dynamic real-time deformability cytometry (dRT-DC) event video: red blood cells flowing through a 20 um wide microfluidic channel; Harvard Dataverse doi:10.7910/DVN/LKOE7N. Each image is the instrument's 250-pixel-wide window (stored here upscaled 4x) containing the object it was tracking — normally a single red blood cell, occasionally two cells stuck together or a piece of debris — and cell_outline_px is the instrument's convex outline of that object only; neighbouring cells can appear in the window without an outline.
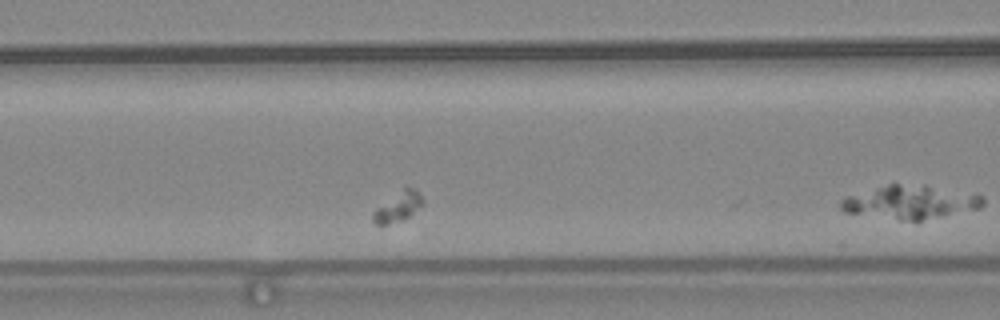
{"species": "common noctule bat (a hibernating species)", "species_latin": "Nyctalus noctula", "temperature_condition": "warm", "stored_images_in_passage": 4, "camera_frame_rate_fps": 3000, "um_per_image_px": 0.085, "animal": {"sex": "female", "body_mass_g": 24.6, "forearm_length_mm": 56.2}, "frame": {"image": 1, "passage_image": 4, "time_ms": 1.0, "image_size_px": [1000, 320], "cell_outline_px": [[984, 204], [980, 208], [920, 220], [900, 220], [844, 212], [840, 208], [840, 200], [844, 196], [888, 184], [924, 184], [976, 192], [984, 196]], "centroid_in_image_um": [77.42, 17.15], "position_along_channel_um": 89.2, "area_um2": 28.15}}